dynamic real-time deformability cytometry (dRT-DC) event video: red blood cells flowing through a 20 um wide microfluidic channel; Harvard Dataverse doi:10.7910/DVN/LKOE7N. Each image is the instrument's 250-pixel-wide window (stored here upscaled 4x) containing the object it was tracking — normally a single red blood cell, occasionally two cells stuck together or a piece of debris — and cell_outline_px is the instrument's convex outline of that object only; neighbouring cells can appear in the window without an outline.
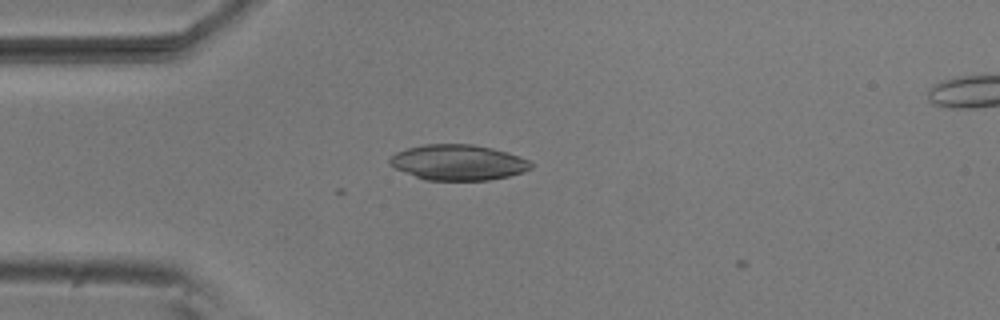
{"species": "common noctule bat (a hibernating species)", "species_latin": "Nyctalus noctula", "temperature_condition": "room temperature", "stored_images_in_passage": 2, "camera_frame_rate_fps": 3000, "um_per_image_px": 0.085, "animal": {"sex": "male", "body_mass_g": 20.5, "forearm_length_mm": 52.5}, "frame": {"image": 1, "passage_image": 1, "time_ms": 0.0, "image_size_px": [1000, 320], "cell_outline_px": [[532, 168], [524, 172], [508, 176], [488, 180], [424, 180], [396, 168], [388, 164], [388, 160], [396, 152], [408, 148], [424, 144], [472, 144], [492, 148], [520, 156], [528, 160], [532, 164]], "centroid_in_image_um": [38.94, 13.8], "position_along_channel_um": 46.1, "area_um2": 29.19}}